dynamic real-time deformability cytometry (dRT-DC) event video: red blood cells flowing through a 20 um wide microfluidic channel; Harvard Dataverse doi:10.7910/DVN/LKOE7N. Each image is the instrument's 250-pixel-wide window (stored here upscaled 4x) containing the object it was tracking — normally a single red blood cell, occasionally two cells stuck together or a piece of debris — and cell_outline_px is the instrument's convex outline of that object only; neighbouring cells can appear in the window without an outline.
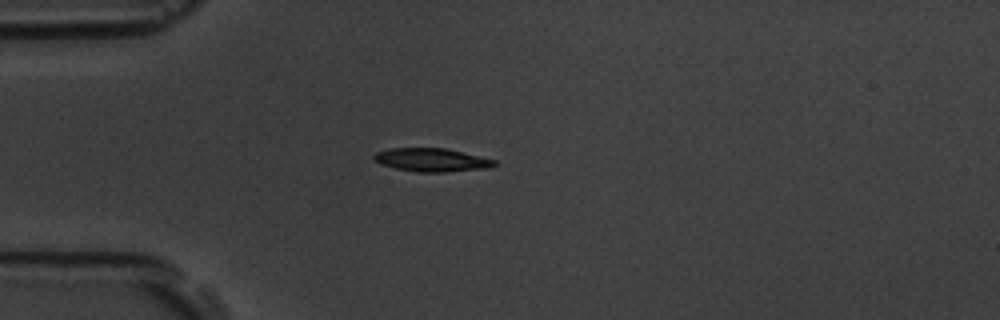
{"species": "common noctule bat (a hibernating species)", "species_latin": "Nyctalus noctula", "temperature_condition": "room temperature", "stored_images_in_passage": 40, "camera_frame_rate_fps": 3000, "um_per_image_px": 0.085, "animal": {"sex": "male", "body_mass_g": 19.5, "forearm_length_mm": 54.6}, "frame": {"image": 1, "passage_image": 1, "time_ms": 0.0, "image_size_px": [1000, 320], "cell_outline_px": [[496, 164], [488, 168], [444, 172], [420, 172], [396, 168], [380, 164], [372, 160], [372, 156], [376, 152], [388, 148], [444, 148], [480, 156], [496, 160]], "centroid_in_image_um": [36.64, 13.59], "position_along_channel_um": 48.4, "area_um2": 16.36}}
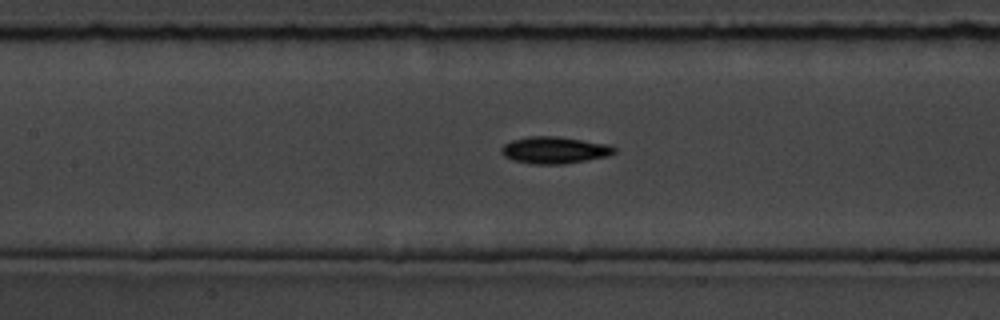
{"frame": {"image": 2, "passage_image": 11, "time_ms": 3.333, "image_size_px": [1000, 320], "cell_outline_px": [[616, 152], [608, 156], [564, 164], [532, 164], [516, 160], [504, 156], [500, 152], [500, 148], [504, 144], [512, 140], [528, 136], [556, 136], [608, 144], [616, 148]], "centroid_in_image_um": [47.12, 12.75], "position_along_channel_um": 160.3, "area_um2": 17.63}}
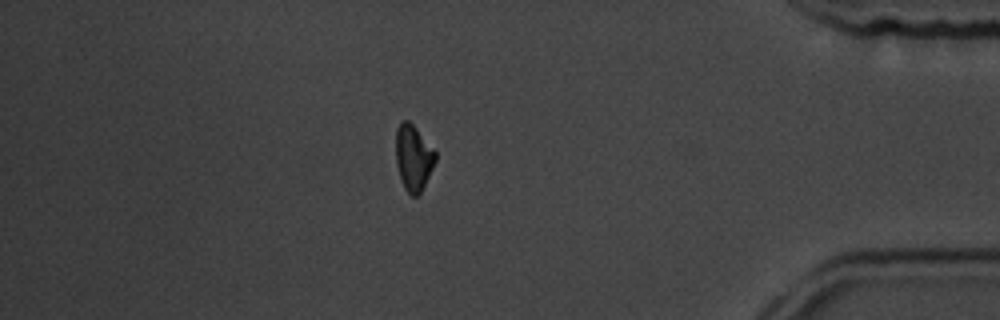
{"frame": {"image": 3, "passage_image": 33, "time_ms": 10.667, "image_size_px": [1000, 320], "cell_outline_px": [[436, 160], [420, 192], [416, 196], [412, 196], [404, 188], [400, 180], [396, 164], [396, 128], [400, 120], [408, 120], [416, 128], [436, 152]], "centroid_in_image_um": [35.11, 13.38], "position_along_channel_um": 400.1, "area_um2": 15.09}, "authors_computed_cell_mechanics": {"area_um2": 16.2707, "velocity_mm_per_s": 3.7846, "shape_relaxation_time_tau1_ms": 2.2767, "shape_relaxation_time_tau2_ms": 9.5971, "deformation_change_tau1": 0.1083, "deformation_change_tau2": 0.1655}}